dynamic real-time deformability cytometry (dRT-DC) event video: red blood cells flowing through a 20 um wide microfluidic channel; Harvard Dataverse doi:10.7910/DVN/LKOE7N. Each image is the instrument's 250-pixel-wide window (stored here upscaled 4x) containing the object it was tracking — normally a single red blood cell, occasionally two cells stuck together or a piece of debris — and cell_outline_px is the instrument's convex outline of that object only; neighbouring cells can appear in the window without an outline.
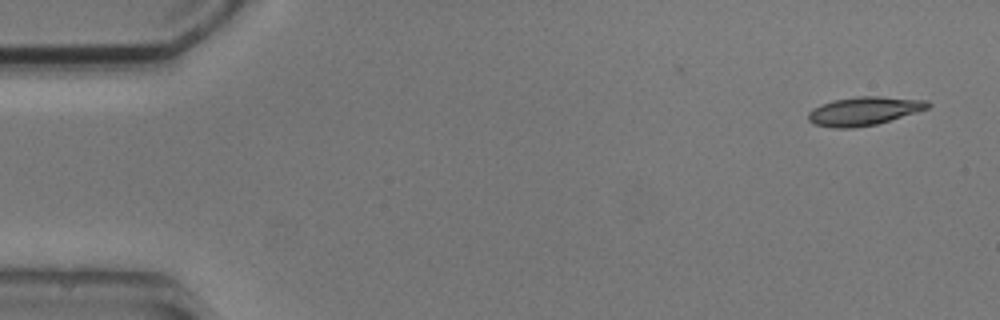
{"species": "common noctule bat (a hibernating species)", "species_latin": "Nyctalus noctula", "temperature_condition": "cold", "stored_images_in_passage": 8, "camera_frame_rate_fps": 3000, "um_per_image_px": 0.085, "animal": {"sex": "male", "body_mass_g": 20.5, "forearm_length_mm": 52.5}, "frame": {"image": 1, "passage_image": 1, "time_ms": 0.0, "image_size_px": [1000, 320], "cell_outline_px": [[932, 104], [928, 108], [916, 112], [876, 124], [852, 128], [832, 128], [816, 124], [808, 120], [808, 112], [812, 108], [820, 104], [832, 100], [856, 96], [880, 96], [928, 100]], "centroid_in_image_um": [73.42, 9.42], "position_along_channel_um": 11.6, "area_um2": 19.94}}
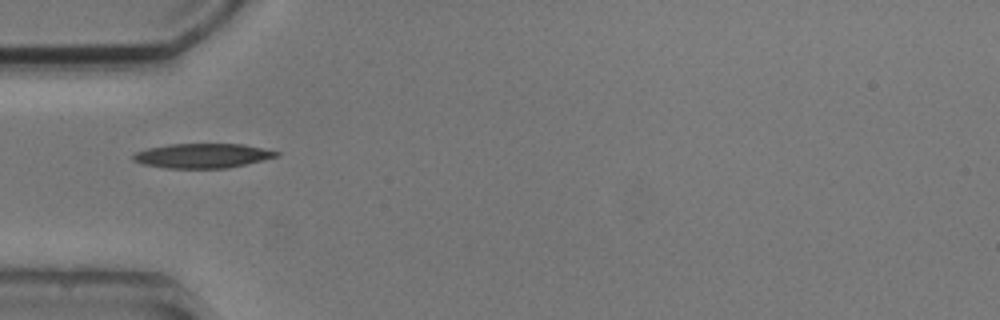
{"frame": {"image": 2, "passage_image": 5, "time_ms": 4.667, "image_size_px": [1000, 320], "cell_outline_px": [[280, 156], [228, 168], [164, 168], [144, 164], [132, 160], [132, 156], [136, 152], [148, 148], [168, 144], [244, 144], [280, 152]], "centroid_in_image_um": [17.21, 13.23], "position_along_channel_um": 67.8, "area_um2": 20.46}}